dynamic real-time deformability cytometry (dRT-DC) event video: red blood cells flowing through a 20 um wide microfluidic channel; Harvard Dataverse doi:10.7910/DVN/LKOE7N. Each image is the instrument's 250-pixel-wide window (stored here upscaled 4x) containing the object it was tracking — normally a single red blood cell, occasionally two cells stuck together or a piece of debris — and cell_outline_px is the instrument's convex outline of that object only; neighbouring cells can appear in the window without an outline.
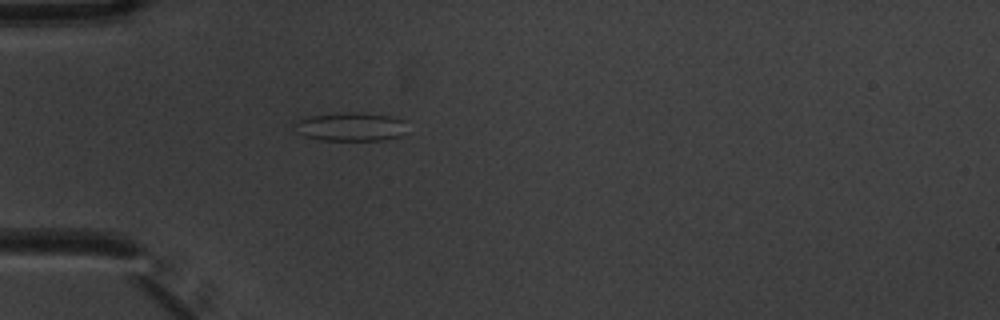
{"species": "common noctule bat (a hibernating species)", "species_latin": "Nyctalus noctula", "temperature_condition": "warm", "stored_images_in_passage": 3, "camera_frame_rate_fps": 3000, "um_per_image_px": 0.085, "animal": {"sex": "male", "body_mass_g": 20.1, "forearm_length_mm": 53.5}, "frame": {"image": 1, "passage_image": 3, "time_ms": 0.667, "image_size_px": [1000, 320], "cell_outline_px": [[404, 132], [400, 136], [380, 140], [320, 140], [304, 136], [300, 132], [296, 124], [300, 120], [308, 116], [356, 112], [388, 116], [404, 120]], "centroid_in_image_um": [29.84, 10.78], "position_along_channel_um": 55.2, "area_um2": 18.15}}